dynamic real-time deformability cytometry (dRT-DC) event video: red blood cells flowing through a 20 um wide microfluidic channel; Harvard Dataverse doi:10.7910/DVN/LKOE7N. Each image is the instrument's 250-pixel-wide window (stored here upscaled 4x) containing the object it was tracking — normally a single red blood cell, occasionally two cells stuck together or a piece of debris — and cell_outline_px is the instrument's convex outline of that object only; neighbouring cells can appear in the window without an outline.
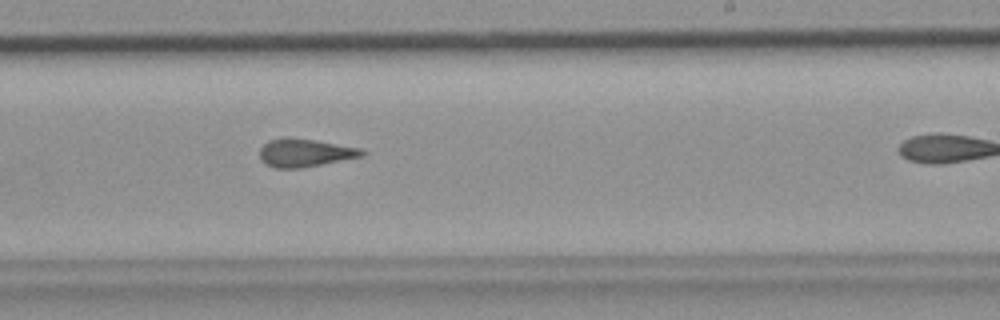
{"species": "common noctule bat (a hibernating species)", "species_latin": "Nyctalus noctula", "temperature_condition": "room temperature", "stored_images_in_passage": 31, "camera_frame_rate_fps": 3000, "um_per_image_px": 0.085, "animal": {"sex": "female", "body_mass_g": 19.9}, "frame": {"image": 1, "passage_image": 22, "time_ms": 7.0, "image_size_px": [1000, 320], "cell_outline_px": [[364, 156], [300, 168], [276, 168], [260, 160], [260, 148], [268, 140], [284, 136], [288, 136], [316, 140], [360, 148], [364, 152]], "centroid_in_image_um": [25.88, 12.96], "position_along_channel_um": 263.1, "area_um2": 16.76}}